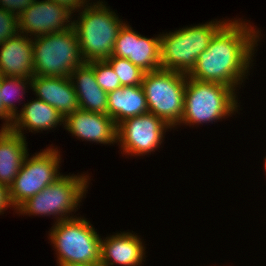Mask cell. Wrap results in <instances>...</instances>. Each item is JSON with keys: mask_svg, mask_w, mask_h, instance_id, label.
Wrapping results in <instances>:
<instances>
[{"mask_svg": "<svg viewBox=\"0 0 266 266\" xmlns=\"http://www.w3.org/2000/svg\"><path fill=\"white\" fill-rule=\"evenodd\" d=\"M89 180L88 174H62L52 184L23 202L16 209V213L28 216L52 215L56 222L75 218L77 216H73L72 212L75 213L80 207L82 198L88 191Z\"/></svg>", "mask_w": 266, "mask_h": 266, "instance_id": "4", "label": "cell"}, {"mask_svg": "<svg viewBox=\"0 0 266 266\" xmlns=\"http://www.w3.org/2000/svg\"><path fill=\"white\" fill-rule=\"evenodd\" d=\"M60 5L65 6L68 10H70L72 13H76V11L81 9L82 7H85V4H88L91 0H52ZM88 2V3H87Z\"/></svg>", "mask_w": 266, "mask_h": 266, "instance_id": "26", "label": "cell"}, {"mask_svg": "<svg viewBox=\"0 0 266 266\" xmlns=\"http://www.w3.org/2000/svg\"><path fill=\"white\" fill-rule=\"evenodd\" d=\"M19 33V21L16 15L0 7V44Z\"/></svg>", "mask_w": 266, "mask_h": 266, "instance_id": "24", "label": "cell"}, {"mask_svg": "<svg viewBox=\"0 0 266 266\" xmlns=\"http://www.w3.org/2000/svg\"><path fill=\"white\" fill-rule=\"evenodd\" d=\"M171 127L152 113L130 117L117 125V144L121 154L143 156L159 149Z\"/></svg>", "mask_w": 266, "mask_h": 266, "instance_id": "10", "label": "cell"}, {"mask_svg": "<svg viewBox=\"0 0 266 266\" xmlns=\"http://www.w3.org/2000/svg\"><path fill=\"white\" fill-rule=\"evenodd\" d=\"M26 137L10 129H0V184L9 188L28 153Z\"/></svg>", "mask_w": 266, "mask_h": 266, "instance_id": "19", "label": "cell"}, {"mask_svg": "<svg viewBox=\"0 0 266 266\" xmlns=\"http://www.w3.org/2000/svg\"><path fill=\"white\" fill-rule=\"evenodd\" d=\"M59 266H100V265H92V264H62Z\"/></svg>", "mask_w": 266, "mask_h": 266, "instance_id": "29", "label": "cell"}, {"mask_svg": "<svg viewBox=\"0 0 266 266\" xmlns=\"http://www.w3.org/2000/svg\"><path fill=\"white\" fill-rule=\"evenodd\" d=\"M141 240L131 232H118L101 239L100 266H140L146 257Z\"/></svg>", "mask_w": 266, "mask_h": 266, "instance_id": "14", "label": "cell"}, {"mask_svg": "<svg viewBox=\"0 0 266 266\" xmlns=\"http://www.w3.org/2000/svg\"><path fill=\"white\" fill-rule=\"evenodd\" d=\"M87 63L94 69L97 83L106 93L122 87L118 76L106 60H94Z\"/></svg>", "mask_w": 266, "mask_h": 266, "instance_id": "23", "label": "cell"}, {"mask_svg": "<svg viewBox=\"0 0 266 266\" xmlns=\"http://www.w3.org/2000/svg\"><path fill=\"white\" fill-rule=\"evenodd\" d=\"M76 92L79 109L107 114L108 93L97 83L94 69L84 62L69 76Z\"/></svg>", "mask_w": 266, "mask_h": 266, "instance_id": "18", "label": "cell"}, {"mask_svg": "<svg viewBox=\"0 0 266 266\" xmlns=\"http://www.w3.org/2000/svg\"><path fill=\"white\" fill-rule=\"evenodd\" d=\"M265 162H264V168H265V172H266V156L264 158Z\"/></svg>", "mask_w": 266, "mask_h": 266, "instance_id": "30", "label": "cell"}, {"mask_svg": "<svg viewBox=\"0 0 266 266\" xmlns=\"http://www.w3.org/2000/svg\"><path fill=\"white\" fill-rule=\"evenodd\" d=\"M228 21L211 20L161 35V69L188 75L215 33Z\"/></svg>", "mask_w": 266, "mask_h": 266, "instance_id": "5", "label": "cell"}, {"mask_svg": "<svg viewBox=\"0 0 266 266\" xmlns=\"http://www.w3.org/2000/svg\"><path fill=\"white\" fill-rule=\"evenodd\" d=\"M10 207L14 209L9 198V188L3 184H0V215L4 214L3 212Z\"/></svg>", "mask_w": 266, "mask_h": 266, "instance_id": "27", "label": "cell"}, {"mask_svg": "<svg viewBox=\"0 0 266 266\" xmlns=\"http://www.w3.org/2000/svg\"><path fill=\"white\" fill-rule=\"evenodd\" d=\"M96 2L86 4L79 10V18L73 19L72 27L84 62L106 60L112 56L116 37L125 24L105 2Z\"/></svg>", "mask_w": 266, "mask_h": 266, "instance_id": "2", "label": "cell"}, {"mask_svg": "<svg viewBox=\"0 0 266 266\" xmlns=\"http://www.w3.org/2000/svg\"><path fill=\"white\" fill-rule=\"evenodd\" d=\"M260 35L261 30L254 29L247 21L228 20L212 37L187 76L197 81L221 83L237 91L253 66Z\"/></svg>", "mask_w": 266, "mask_h": 266, "instance_id": "1", "label": "cell"}, {"mask_svg": "<svg viewBox=\"0 0 266 266\" xmlns=\"http://www.w3.org/2000/svg\"><path fill=\"white\" fill-rule=\"evenodd\" d=\"M106 61L111 65L122 86H140L145 71L134 65L130 60L110 56Z\"/></svg>", "mask_w": 266, "mask_h": 266, "instance_id": "22", "label": "cell"}, {"mask_svg": "<svg viewBox=\"0 0 266 266\" xmlns=\"http://www.w3.org/2000/svg\"><path fill=\"white\" fill-rule=\"evenodd\" d=\"M0 89H1V76H0ZM1 98L2 96L0 91V119L5 121L1 129H10L14 117L4 108Z\"/></svg>", "mask_w": 266, "mask_h": 266, "instance_id": "28", "label": "cell"}, {"mask_svg": "<svg viewBox=\"0 0 266 266\" xmlns=\"http://www.w3.org/2000/svg\"><path fill=\"white\" fill-rule=\"evenodd\" d=\"M34 1L35 0H0V7L10 11L19 18L23 11Z\"/></svg>", "mask_w": 266, "mask_h": 266, "instance_id": "25", "label": "cell"}, {"mask_svg": "<svg viewBox=\"0 0 266 266\" xmlns=\"http://www.w3.org/2000/svg\"><path fill=\"white\" fill-rule=\"evenodd\" d=\"M30 101L13 118L11 131L25 137L26 129L38 133L64 124V117L54 107L38 98Z\"/></svg>", "mask_w": 266, "mask_h": 266, "instance_id": "17", "label": "cell"}, {"mask_svg": "<svg viewBox=\"0 0 266 266\" xmlns=\"http://www.w3.org/2000/svg\"><path fill=\"white\" fill-rule=\"evenodd\" d=\"M32 41L34 75L69 77L84 63L73 27L60 33L34 37Z\"/></svg>", "mask_w": 266, "mask_h": 266, "instance_id": "7", "label": "cell"}, {"mask_svg": "<svg viewBox=\"0 0 266 266\" xmlns=\"http://www.w3.org/2000/svg\"><path fill=\"white\" fill-rule=\"evenodd\" d=\"M28 86H31V79L29 78L1 76V100L4 108L13 117H15V115L19 111L16 109L17 107L14 103L16 101L14 100L22 99L21 96L23 97V95L26 93V89L28 88Z\"/></svg>", "mask_w": 266, "mask_h": 266, "instance_id": "21", "label": "cell"}, {"mask_svg": "<svg viewBox=\"0 0 266 266\" xmlns=\"http://www.w3.org/2000/svg\"><path fill=\"white\" fill-rule=\"evenodd\" d=\"M61 159L60 151L54 146L40 150L30 158L27 155L14 183L9 187L14 211L62 175L58 172Z\"/></svg>", "mask_w": 266, "mask_h": 266, "instance_id": "9", "label": "cell"}, {"mask_svg": "<svg viewBox=\"0 0 266 266\" xmlns=\"http://www.w3.org/2000/svg\"><path fill=\"white\" fill-rule=\"evenodd\" d=\"M186 80V74L159 69L146 72L141 83L149 113L171 128L180 125L184 113Z\"/></svg>", "mask_w": 266, "mask_h": 266, "instance_id": "8", "label": "cell"}, {"mask_svg": "<svg viewBox=\"0 0 266 266\" xmlns=\"http://www.w3.org/2000/svg\"><path fill=\"white\" fill-rule=\"evenodd\" d=\"M107 115L118 125L123 120L149 112L142 86H122L108 93Z\"/></svg>", "mask_w": 266, "mask_h": 266, "instance_id": "20", "label": "cell"}, {"mask_svg": "<svg viewBox=\"0 0 266 266\" xmlns=\"http://www.w3.org/2000/svg\"><path fill=\"white\" fill-rule=\"evenodd\" d=\"M234 88L215 82H202L187 76L184 113L180 124L200 125L225 119L238 113V96Z\"/></svg>", "mask_w": 266, "mask_h": 266, "instance_id": "3", "label": "cell"}, {"mask_svg": "<svg viewBox=\"0 0 266 266\" xmlns=\"http://www.w3.org/2000/svg\"><path fill=\"white\" fill-rule=\"evenodd\" d=\"M130 60L145 72L161 69V35L147 38L126 22L116 37L113 54Z\"/></svg>", "mask_w": 266, "mask_h": 266, "instance_id": "12", "label": "cell"}, {"mask_svg": "<svg viewBox=\"0 0 266 266\" xmlns=\"http://www.w3.org/2000/svg\"><path fill=\"white\" fill-rule=\"evenodd\" d=\"M64 129L82 141L117 143V125L107 114L78 109L64 117Z\"/></svg>", "mask_w": 266, "mask_h": 266, "instance_id": "13", "label": "cell"}, {"mask_svg": "<svg viewBox=\"0 0 266 266\" xmlns=\"http://www.w3.org/2000/svg\"><path fill=\"white\" fill-rule=\"evenodd\" d=\"M101 239L90 221L83 217L55 222L49 231V240L56 249L57 266L100 265Z\"/></svg>", "mask_w": 266, "mask_h": 266, "instance_id": "6", "label": "cell"}, {"mask_svg": "<svg viewBox=\"0 0 266 266\" xmlns=\"http://www.w3.org/2000/svg\"><path fill=\"white\" fill-rule=\"evenodd\" d=\"M0 46V76L32 79L34 76L32 38L19 32Z\"/></svg>", "mask_w": 266, "mask_h": 266, "instance_id": "15", "label": "cell"}, {"mask_svg": "<svg viewBox=\"0 0 266 266\" xmlns=\"http://www.w3.org/2000/svg\"><path fill=\"white\" fill-rule=\"evenodd\" d=\"M30 88L38 99L54 107L63 117L79 109L76 92L69 77L34 75Z\"/></svg>", "mask_w": 266, "mask_h": 266, "instance_id": "16", "label": "cell"}, {"mask_svg": "<svg viewBox=\"0 0 266 266\" xmlns=\"http://www.w3.org/2000/svg\"><path fill=\"white\" fill-rule=\"evenodd\" d=\"M72 14L52 0H35L18 18L19 32L32 38L66 31L72 27Z\"/></svg>", "mask_w": 266, "mask_h": 266, "instance_id": "11", "label": "cell"}]
</instances>
